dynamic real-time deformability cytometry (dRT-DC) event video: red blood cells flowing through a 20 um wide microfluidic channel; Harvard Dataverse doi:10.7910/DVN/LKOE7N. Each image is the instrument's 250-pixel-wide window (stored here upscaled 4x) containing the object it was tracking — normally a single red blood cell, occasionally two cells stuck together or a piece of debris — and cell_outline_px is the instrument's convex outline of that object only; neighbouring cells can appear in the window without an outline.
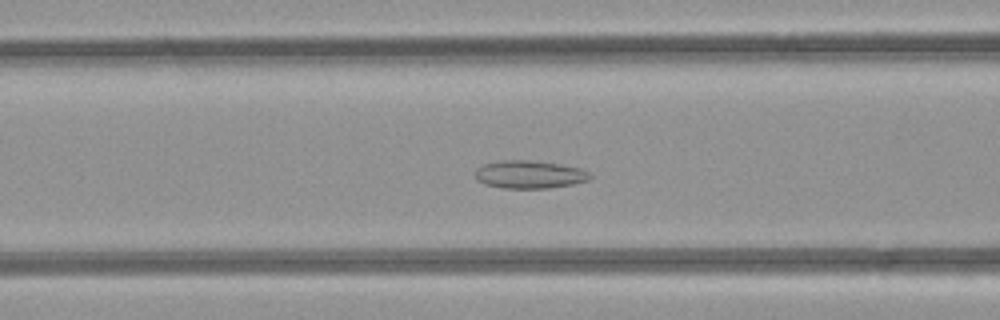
{"species": "common noctule bat (a hibernating species)", "species_latin": "Nyctalus noctula", "temperature_condition": "room temperature", "stored_images_in_passage": 35, "camera_frame_rate_fps": 3000, "um_per_image_px": 0.085, "animal": {"sex": "female", "body_mass_g": 21.9}, "frame": {"image": 1, "passage_image": 6, "time_ms": 1.667, "image_size_px": [1000, 320], "cell_outline_px": [[592, 176], [588, 180], [572, 184], [548, 188], [504, 188], [484, 184], [476, 180], [476, 168], [484, 164], [500, 160], [528, 160], [560, 164], [580, 168], [588, 172]], "centroid_in_image_um": [44.98, 14.83], "position_along_channel_um": 121.6, "area_um2": 18.61}}
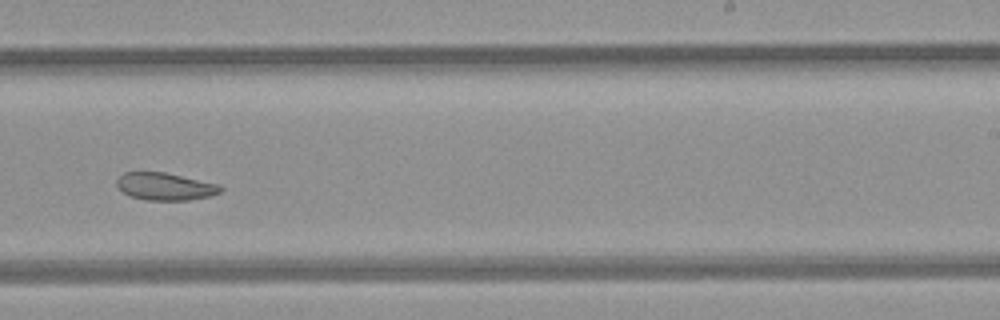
{"frame": {"image": 2, "passage_image": 17, "time_ms": 5.333, "image_size_px": [1000, 320], "cell_outline_px": [[224, 188], [220, 192], [212, 196], [188, 200], [148, 200], [132, 196], [124, 192], [116, 184], [116, 180], [124, 172], [164, 172], [220, 184]], "centroid_in_image_um": [14.09, 15.85], "position_along_channel_um": 274.9, "area_um2": 16.53}}
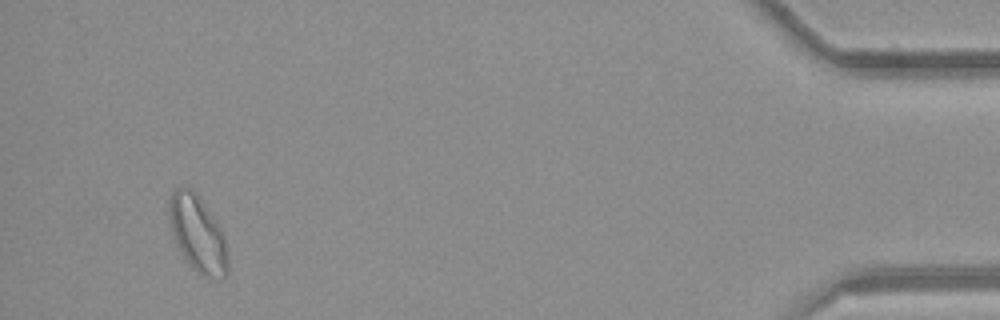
{"frame": {"image": 3, "passage_image": 33, "time_ms": 10.667, "image_size_px": [1000, 320], "cell_outline_px": [[228, 272], [224, 276], [200, 276], [188, 264], [180, 252], [172, 232], [168, 220], [168, 196], [176, 188], [192, 188], [196, 192], [224, 232], [228, 256]], "centroid_in_image_um": [16.78, 19.85], "position_along_channel_um": 418.4, "area_um2": 26.36}, "authors_computed_cell_mechanics": {"area_um2": 18.207, "velocity_mm_per_s": 4.1864, "shape_relaxation_time_tau1_ms": null, "shape_relaxation_time_tau2_ms": 4.9654, "deformation_change_tau1": null, "deformation_change_tau2": 0.1071}}